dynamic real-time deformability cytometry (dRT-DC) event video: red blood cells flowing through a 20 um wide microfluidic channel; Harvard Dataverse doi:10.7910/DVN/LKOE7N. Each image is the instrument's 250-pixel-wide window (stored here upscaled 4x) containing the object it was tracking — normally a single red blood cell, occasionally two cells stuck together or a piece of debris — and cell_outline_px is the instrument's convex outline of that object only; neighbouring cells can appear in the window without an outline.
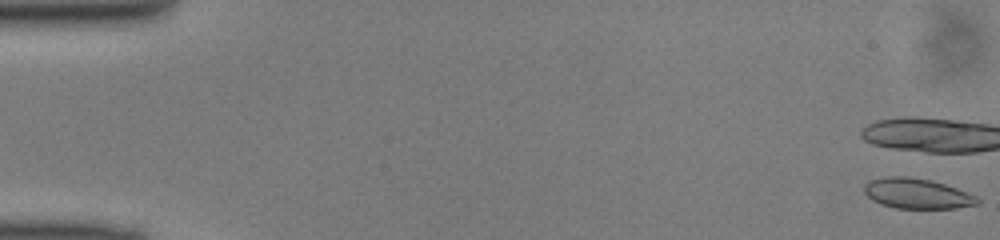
{"species": "common noctule bat (a hibernating species)", "species_latin": "Nyctalus noctula", "temperature_condition": "cold", "stored_images_in_passage": 16, "camera_frame_rate_fps": 3000, "um_per_image_px": 0.085, "animal": {"sex": "male", "body_mass_g": 13.0, "forearm_length_mm": 53.1}, "frame": {"image": 1, "passage_image": 1, "time_ms": 0.0, "image_size_px": [1000, 240], "cell_outline_px": [[980, 204], [956, 208], [896, 208], [880, 204], [872, 200], [864, 192], [864, 184], [872, 180], [884, 176], [908, 176], [932, 180], [956, 188], [976, 196], [980, 200]], "centroid_in_image_um": [77.94, 16.45], "position_along_channel_um": 7.1, "area_um2": 20.0}}